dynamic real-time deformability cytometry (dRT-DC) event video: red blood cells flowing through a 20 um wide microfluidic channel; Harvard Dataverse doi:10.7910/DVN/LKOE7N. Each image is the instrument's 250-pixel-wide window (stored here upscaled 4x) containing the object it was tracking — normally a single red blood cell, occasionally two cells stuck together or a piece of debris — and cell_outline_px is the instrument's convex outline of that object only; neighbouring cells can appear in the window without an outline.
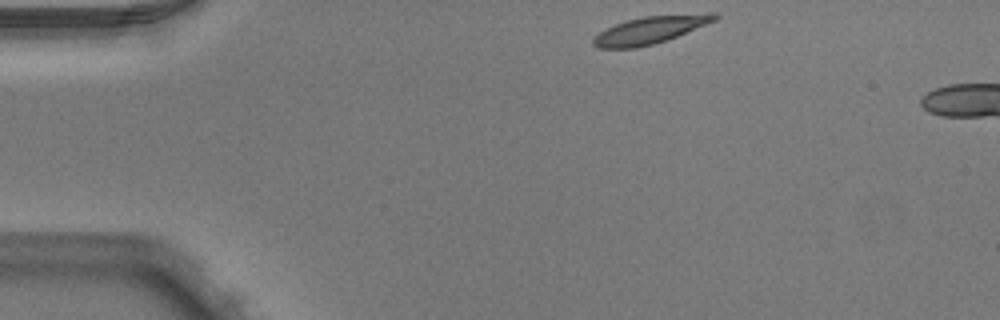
{"species": "Egyptian fruit bat (a non-hibernating species)", "species_latin": "Rousettus aegyptiacus", "temperature_condition": "warm", "stored_images_in_passage": 3, "camera_frame_rate_fps": 3000, "um_per_image_px": 0.085, "animal": {"sex": "male"}, "frame": {"image": 1, "passage_image": 1, "time_ms": 0.0, "image_size_px": [1000, 320], "cell_outline_px": [[720, 16], [716, 20], [668, 40], [636, 48], [600, 48], [592, 44], [592, 40], [604, 28], [628, 20], [644, 16], [708, 12], [716, 12]], "centroid_in_image_um": [55.32, 2.53], "position_along_channel_um": 29.7, "area_um2": 19.48}}